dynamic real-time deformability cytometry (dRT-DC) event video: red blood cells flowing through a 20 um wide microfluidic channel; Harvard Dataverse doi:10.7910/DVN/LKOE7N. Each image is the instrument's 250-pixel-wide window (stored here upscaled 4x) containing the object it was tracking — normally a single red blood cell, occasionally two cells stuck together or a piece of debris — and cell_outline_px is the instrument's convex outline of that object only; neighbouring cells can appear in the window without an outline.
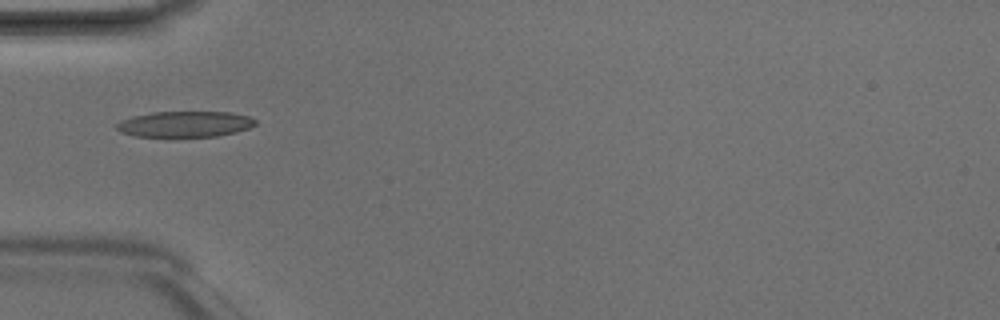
{"species": "Egyptian fruit bat (a non-hibernating species)", "species_latin": "Rousettus aegyptiacus", "temperature_condition": "room temperature", "stored_images_in_passage": 2, "camera_frame_rate_fps": 3000, "um_per_image_px": 0.085, "animal": {"sex": "male"}, "frame": {"image": 1, "passage_image": 1, "time_ms": 0.0, "image_size_px": [1000, 320], "cell_outline_px": [[256, 124], [248, 128], [236, 132], [216, 136], [136, 136], [120, 132], [116, 128], [116, 124], [120, 120], [132, 116], [152, 112], [232, 112], [248, 116], [256, 120]], "centroid_in_image_um": [15.71, 10.54], "position_along_channel_um": 69.3, "area_um2": 20.81}}